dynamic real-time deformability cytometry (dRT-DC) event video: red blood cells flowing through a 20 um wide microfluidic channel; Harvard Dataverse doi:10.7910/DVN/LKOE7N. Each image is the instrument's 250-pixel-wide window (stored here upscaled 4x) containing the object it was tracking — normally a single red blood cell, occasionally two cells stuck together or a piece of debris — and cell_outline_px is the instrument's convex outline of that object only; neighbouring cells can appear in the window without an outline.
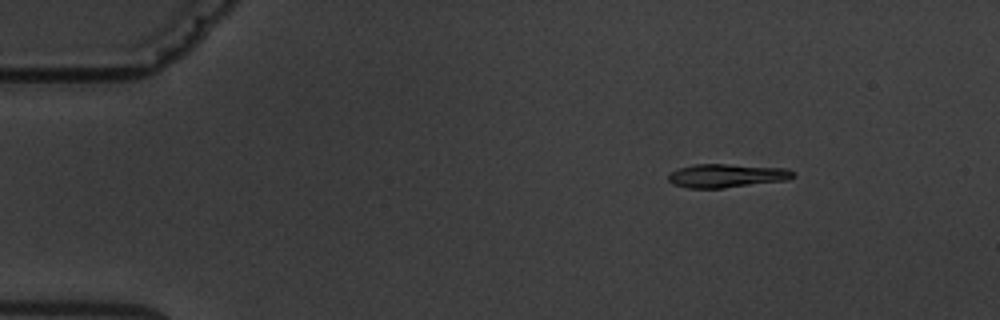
{"species": "common noctule bat (a hibernating species)", "species_latin": "Nyctalus noctula", "temperature_condition": "warm", "stored_images_in_passage": 5, "camera_frame_rate_fps": 3000, "um_per_image_px": 0.085, "animal": {"sex": "male", "body_mass_g": 19.5, "forearm_length_mm": 54.6}, "frame": {"image": 1, "passage_image": 3, "time_ms": 2.333, "image_size_px": [1000, 320], "cell_outline_px": [[796, 176], [788, 180], [724, 188], [688, 188], [672, 184], [668, 180], [668, 172], [692, 164], [724, 164], [788, 168], [796, 172]], "centroid_in_image_um": [61.78, 14.93], "position_along_channel_um": 23.2, "area_um2": 17.4}}